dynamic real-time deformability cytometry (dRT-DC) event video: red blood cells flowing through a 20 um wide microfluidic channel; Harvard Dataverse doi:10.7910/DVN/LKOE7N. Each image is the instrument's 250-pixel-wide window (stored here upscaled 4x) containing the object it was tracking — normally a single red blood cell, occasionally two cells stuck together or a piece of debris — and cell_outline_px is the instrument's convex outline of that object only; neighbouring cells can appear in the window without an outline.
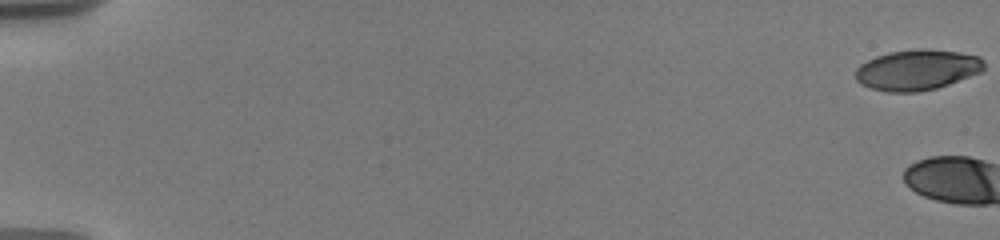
{"species": "human", "species_latin": "Homo sapiens", "temperature_condition": "warm", "stored_images_in_passage": 4, "camera_frame_rate_fps": 3000, "um_per_image_px": 0.085, "donor": {"sex": "male"}, "frame": {"image": 1, "passage_image": 1, "time_ms": 0.0, "image_size_px": [1000, 240], "cell_outline_px": [[984, 68], [980, 72], [948, 84], [936, 88], [916, 92], [888, 92], [872, 88], [860, 84], [856, 80], [856, 68], [860, 64], [876, 56], [888, 52], [916, 48], [924, 48], [960, 52], [980, 56], [984, 60]], "centroid_in_image_um": [77.95, 5.92], "position_along_channel_um": 7.0, "area_um2": 30.46}}